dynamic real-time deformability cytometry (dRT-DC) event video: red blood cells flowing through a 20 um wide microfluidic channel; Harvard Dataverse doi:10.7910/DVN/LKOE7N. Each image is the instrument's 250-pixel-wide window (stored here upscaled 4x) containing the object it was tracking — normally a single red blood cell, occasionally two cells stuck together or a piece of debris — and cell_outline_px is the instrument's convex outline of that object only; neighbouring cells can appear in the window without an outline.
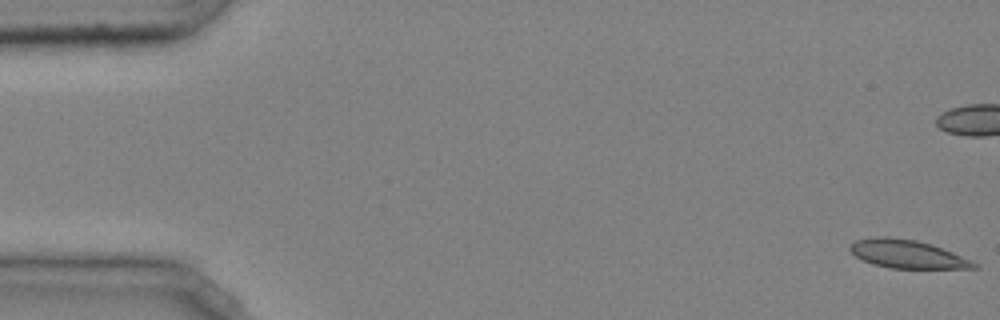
{"species": "common noctule bat (a hibernating species)", "species_latin": "Nyctalus noctula", "temperature_condition": "cold", "stored_images_in_passage": 40, "camera_frame_rate_fps": 3000, "um_per_image_px": 0.085, "animal": {"sex": "male", "body_mass_g": 20.4}, "frame": {"image": 1, "passage_image": 1, "time_ms": 0.0, "image_size_px": [1000, 320], "cell_outline_px": [[980, 268], [888, 268], [872, 264], [856, 256], [848, 248], [856, 240], [872, 236], [888, 236], [916, 240], [932, 244], [972, 260], [980, 264]], "centroid_in_image_um": [77.13, 21.59], "position_along_channel_um": 7.9, "area_um2": 20.52}}